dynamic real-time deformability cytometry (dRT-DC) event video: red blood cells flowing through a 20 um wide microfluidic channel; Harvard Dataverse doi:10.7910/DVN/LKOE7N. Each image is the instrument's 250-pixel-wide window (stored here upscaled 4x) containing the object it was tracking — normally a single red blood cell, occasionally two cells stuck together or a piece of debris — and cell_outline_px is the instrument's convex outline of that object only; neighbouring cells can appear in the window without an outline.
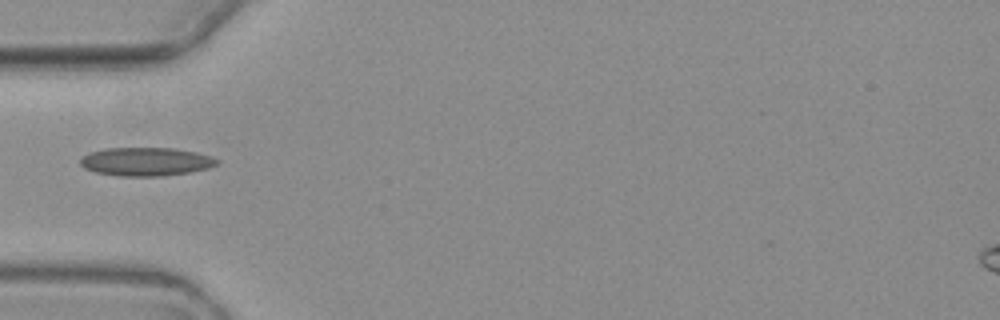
{"species": "common noctule bat (a hibernating species)", "species_latin": "Nyctalus noctula", "temperature_condition": "warm", "stored_images_in_passage": 1, "camera_frame_rate_fps": 3000, "um_per_image_px": 0.085, "animal": {"sex": "female", "body_mass_g": 19.3, "forearm_length_mm": 54.1}, "frame": {"image": 1, "passage_image": 1, "time_ms": 0.0, "image_size_px": [1000, 320], "cell_outline_px": [[220, 164], [208, 168], [188, 172], [160, 176], [120, 176], [96, 172], [84, 168], [80, 164], [80, 160], [84, 156], [92, 152], [108, 148], [172, 148], [196, 152], [212, 156], [220, 160]], "centroid_in_image_um": [12.45, 13.74], "position_along_channel_um": 72.5, "area_um2": 22.54}}